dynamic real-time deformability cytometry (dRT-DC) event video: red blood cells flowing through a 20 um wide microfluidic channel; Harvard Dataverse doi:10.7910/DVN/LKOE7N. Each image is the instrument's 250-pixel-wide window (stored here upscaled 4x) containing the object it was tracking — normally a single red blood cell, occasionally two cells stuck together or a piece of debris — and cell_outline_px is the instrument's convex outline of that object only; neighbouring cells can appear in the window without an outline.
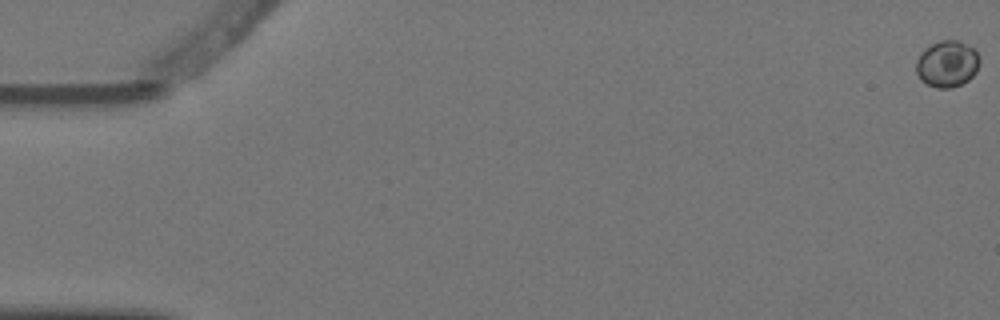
{"species": "Egyptian fruit bat (a non-hibernating species)", "species_latin": "Rousettus aegyptiacus", "temperature_condition": "warm", "stored_images_in_passage": 10, "camera_frame_rate_fps": 3000, "um_per_image_px": 0.085, "animal": {"sex": "female"}, "frame": {"image": 1, "passage_image": 1, "time_ms": 0.0, "image_size_px": [1000, 320], "cell_outline_px": [[980, 60], [976, 72], [968, 80], [952, 88], [936, 88], [920, 80], [916, 72], [916, 60], [920, 52], [932, 44], [940, 40], [960, 40], [976, 48]], "centroid_in_image_um": [80.52, 5.41], "position_along_channel_um": 4.5, "area_um2": 17.46}}
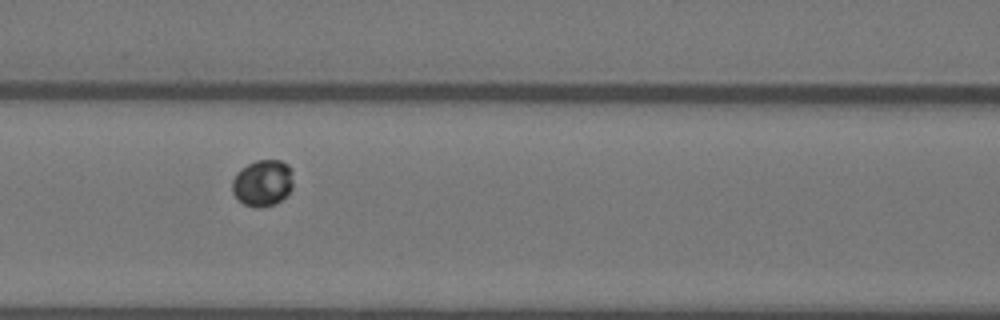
{"frame": {"image": 2, "passage_image": 8, "time_ms": 2.333, "image_size_px": [1000, 320], "cell_outline_px": [[292, 188], [280, 200], [272, 204], [260, 208], [256, 208], [244, 204], [232, 192], [232, 180], [236, 172], [240, 168], [256, 160], [280, 160], [288, 164], [292, 172]], "centroid_in_image_um": [22.3, 15.53], "position_along_channel_um": 144.3, "area_um2": 16.47}}
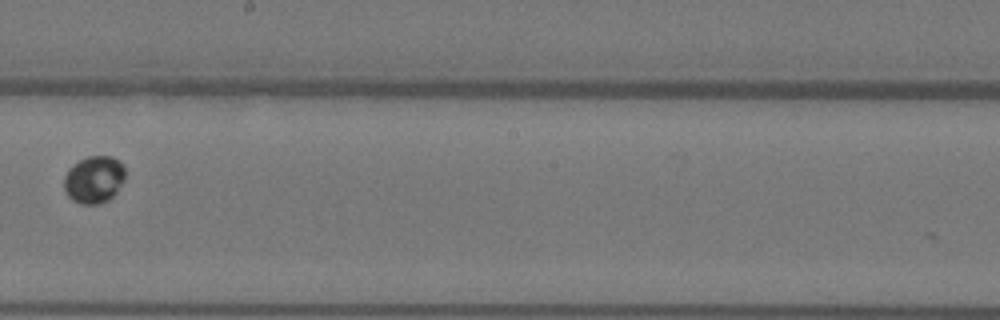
{"frame": {"image": 3, "passage_image": 10, "time_ms": 3.0, "image_size_px": [1000, 320], "cell_outline_px": [[124, 180], [116, 192], [108, 200], [100, 204], [80, 204], [72, 200], [68, 196], [64, 188], [64, 176], [68, 168], [80, 160], [88, 156], [112, 156], [120, 160], [124, 164]], "centroid_in_image_um": [7.99, 15.25], "position_along_channel_um": 240.2, "area_um2": 16.99}}